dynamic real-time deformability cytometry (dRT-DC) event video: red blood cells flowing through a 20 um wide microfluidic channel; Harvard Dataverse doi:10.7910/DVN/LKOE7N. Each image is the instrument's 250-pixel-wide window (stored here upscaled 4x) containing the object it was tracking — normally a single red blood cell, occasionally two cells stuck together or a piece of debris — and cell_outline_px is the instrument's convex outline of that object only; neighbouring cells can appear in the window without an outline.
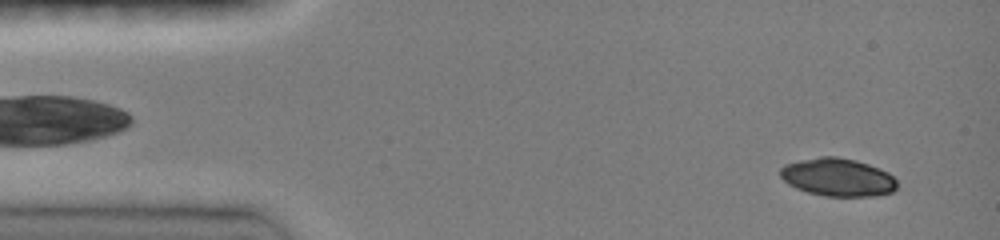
{"species": "common noctule bat (a hibernating species)", "species_latin": "Nyctalus noctula", "temperature_condition": "room temperature", "stored_images_in_passage": 9, "camera_frame_rate_fps": 3000, "um_per_image_px": 0.085, "animal": {"sex": "female", "body_mass_g": 19.0, "forearm_length_mm": 51.5}, "frame": {"image": 1, "passage_image": 2, "time_ms": 0.667, "image_size_px": [1000, 240], "cell_outline_px": [[896, 188], [892, 192], [876, 196], [824, 196], [808, 192], [796, 188], [788, 184], [780, 176], [780, 168], [784, 164], [800, 160], [820, 156], [836, 156], [856, 160], [880, 168], [888, 172], [896, 180]], "centroid_in_image_um": [71.2, 15.06], "position_along_channel_um": 13.8, "area_um2": 25.95}}